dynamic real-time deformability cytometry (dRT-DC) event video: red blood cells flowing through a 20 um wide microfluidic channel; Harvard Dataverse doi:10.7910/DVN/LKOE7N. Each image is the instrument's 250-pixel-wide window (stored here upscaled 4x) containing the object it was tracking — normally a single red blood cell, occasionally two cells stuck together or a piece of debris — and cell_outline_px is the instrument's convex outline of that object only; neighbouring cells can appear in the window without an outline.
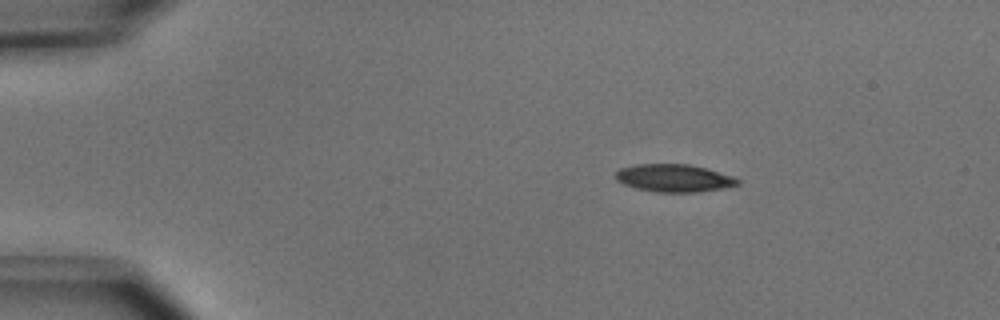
{"species": "common noctule bat (a hibernating species)", "species_latin": "Nyctalus noctula", "temperature_condition": "cold", "stored_images_in_passage": 43, "camera_frame_rate_fps": 3000, "um_per_image_px": 0.085, "animal": {"sex": "male", "body_mass_g": 15.6}, "frame": {"image": 1, "passage_image": 1, "time_ms": 0.0, "image_size_px": [1000, 320], "cell_outline_px": [[740, 184], [720, 188], [696, 192], [656, 192], [636, 188], [624, 184], [616, 180], [616, 172], [620, 168], [636, 164], [688, 164], [708, 168], [732, 176], [740, 180]], "centroid_in_image_um": [57.28, 15.13], "position_along_channel_um": 27.7, "area_um2": 19.59}}
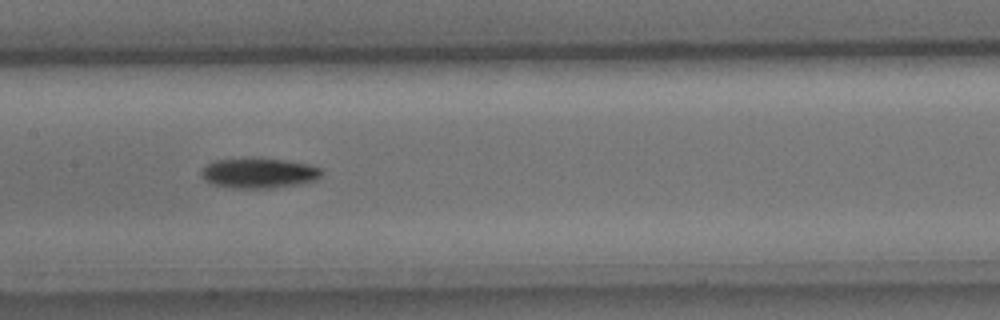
{"frame": {"image": 2, "passage_image": 18, "time_ms": 5.667, "image_size_px": [1000, 320], "cell_outline_px": [[324, 172], [316, 180], [304, 184], [272, 188], [236, 188], [212, 184], [204, 180], [200, 172], [212, 160], [244, 156], [260, 156], [308, 164], [320, 168]], "centroid_in_image_um": [22.0, 14.67], "position_along_channel_um": 185.4, "area_um2": 21.96}}
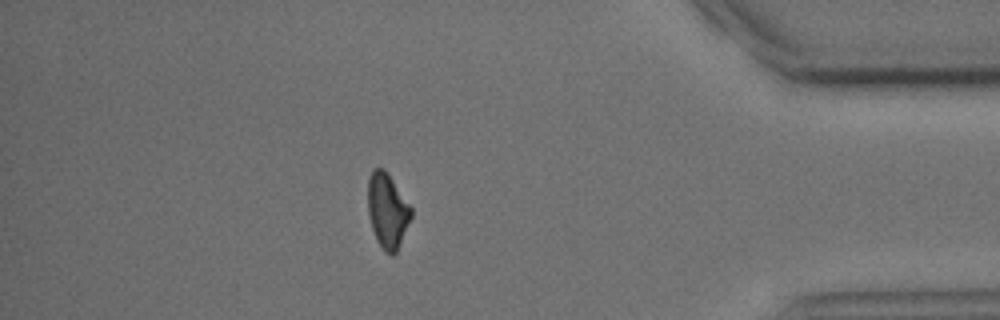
{"frame": {"image": 3, "passage_image": 37, "time_ms": 12.0, "image_size_px": [1000, 320], "cell_outline_px": [[412, 216], [396, 252], [392, 256], [384, 252], [376, 240], [372, 228], [368, 212], [368, 180], [372, 168], [384, 168], [388, 172], [412, 208]], "centroid_in_image_um": [32.92, 17.89], "position_along_channel_um": 402.3, "area_um2": 18.96}, "authors_computed_cell_mechanics": {"area_um2": 20.2878, "velocity_mm_per_s": 3.963, "shape_relaxation_time_tau1_ms": 2.7166, "shape_relaxation_time_tau2_ms": null, "deformation_change_tau1": 0.103, "deformation_change_tau2": null}}